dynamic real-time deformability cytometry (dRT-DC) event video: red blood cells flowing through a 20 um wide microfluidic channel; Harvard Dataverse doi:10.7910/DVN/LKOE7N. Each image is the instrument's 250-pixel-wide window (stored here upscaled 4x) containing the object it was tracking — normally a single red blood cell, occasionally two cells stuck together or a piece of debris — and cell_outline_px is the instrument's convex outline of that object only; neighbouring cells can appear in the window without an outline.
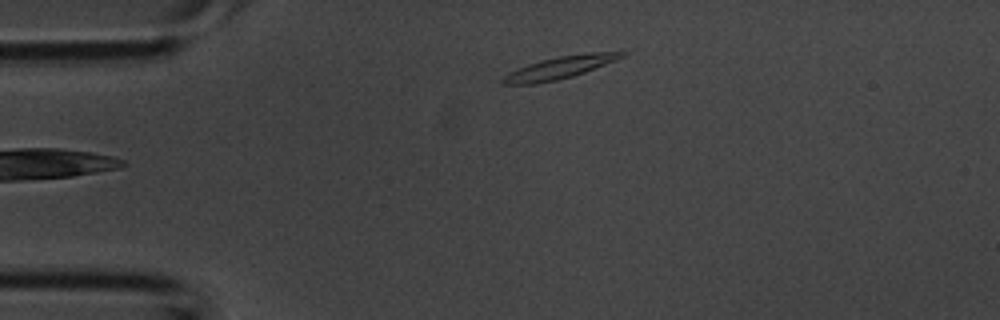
{"species": "common noctule bat (a hibernating species)", "species_latin": "Nyctalus noctula", "temperature_condition": "room temperature", "stored_images_in_passage": 3, "camera_frame_rate_fps": 3000, "um_per_image_px": 0.085, "animal": {"sex": "male", "body_mass_g": 20.1, "forearm_length_mm": 53.5}, "frame": {"image": 1, "passage_image": 1, "time_ms": 0.0, "image_size_px": [1000, 320], "cell_outline_px": [[628, 52], [624, 56], [616, 60], [584, 72], [572, 76], [556, 80], [536, 84], [500, 84], [500, 80], [504, 76], [528, 64], [540, 60], [560, 56], [588, 52]], "centroid_in_image_um": [47.57, 5.75], "position_along_channel_um": 37.4, "area_um2": 15.2}}
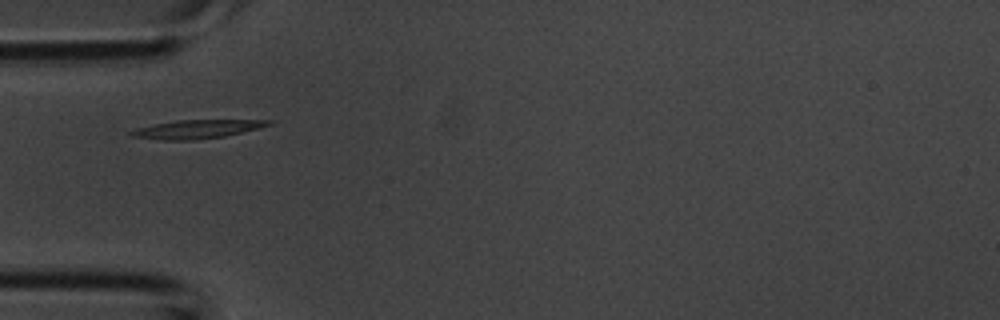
{"frame": {"image": 2, "passage_image": 2, "time_ms": 0.333, "image_size_px": [1000, 320], "cell_outline_px": [[272, 124], [260, 128], [224, 136], [192, 140], [164, 140], [132, 136], [128, 132], [136, 128], [176, 120], [272, 120]], "centroid_in_image_um": [16.75, 10.97], "position_along_channel_um": 68.3, "area_um2": 14.68}}
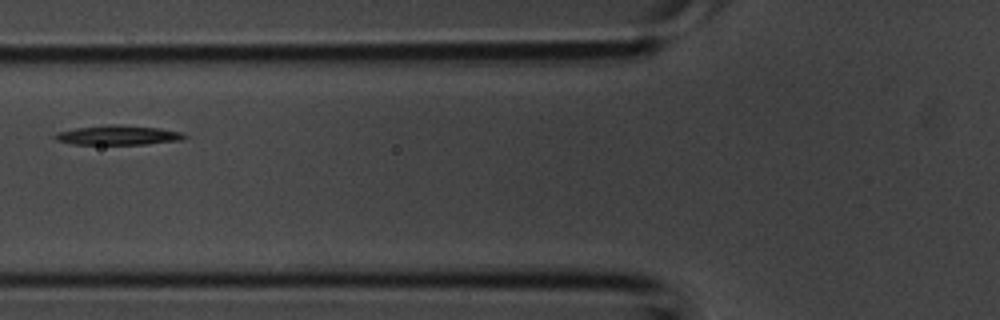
{"frame": {"image": 3, "passage_image": 3, "time_ms": 0.667, "image_size_px": [1000, 320], "cell_outline_px": [[188, 136], [180, 140], [144, 144], [72, 144], [56, 140], [52, 136], [56, 132], [76, 128], [108, 124], [112, 124], [160, 128], [180, 132]], "centroid_in_image_um": [9.98, 11.48], "position_along_channel_um": 115.8, "area_um2": 14.62}}